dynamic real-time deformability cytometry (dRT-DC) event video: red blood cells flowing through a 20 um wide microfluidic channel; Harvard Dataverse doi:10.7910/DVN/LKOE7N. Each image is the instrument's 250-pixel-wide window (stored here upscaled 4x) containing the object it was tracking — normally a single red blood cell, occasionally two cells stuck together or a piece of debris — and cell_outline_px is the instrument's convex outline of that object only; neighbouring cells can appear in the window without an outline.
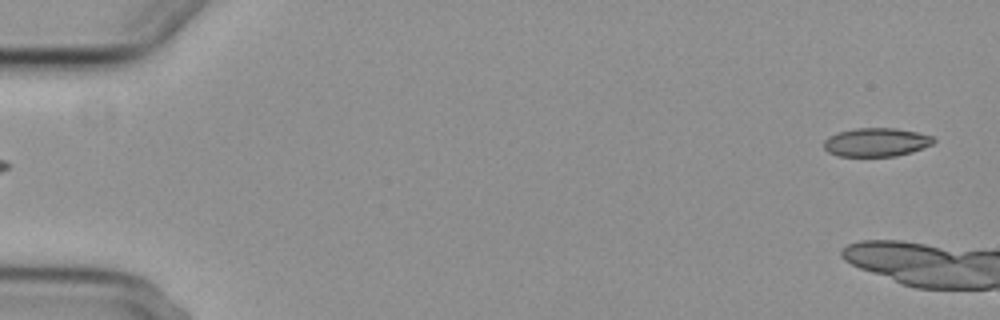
{"species": "common noctule bat (a hibernating species)", "species_latin": "Nyctalus noctula", "temperature_condition": "cold", "stored_images_in_passage": 4, "segment_of_instrument_passage": [2, 2], "camera_frame_rate_fps": 3000, "um_per_image_px": 0.085, "animal": {"sex": "female", "body_mass_g": 29.2, "forearm_length_mm": 56.3}, "frame": {"image": 1, "passage_image": 4, "time_ms": 3.333, "image_size_px": [1000, 320], "cell_outline_px": [[936, 140], [932, 144], [912, 152], [896, 156], [836, 156], [828, 152], [824, 148], [824, 140], [828, 136], [836, 132], [856, 128], [896, 128], [916, 132], [932, 136]], "centroid_in_image_um": [74.45, 12.09], "position_along_channel_um": 10.5, "area_um2": 18.38}}